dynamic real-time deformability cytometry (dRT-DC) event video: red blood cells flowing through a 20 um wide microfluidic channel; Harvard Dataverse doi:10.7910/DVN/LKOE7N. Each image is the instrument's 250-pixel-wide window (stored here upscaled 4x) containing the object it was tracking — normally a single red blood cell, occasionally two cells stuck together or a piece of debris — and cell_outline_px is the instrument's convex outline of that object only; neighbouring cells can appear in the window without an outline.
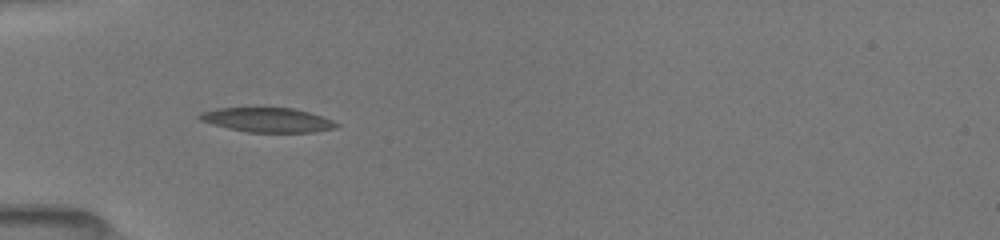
{"species": "common noctule bat (a hibernating species)", "species_latin": "Nyctalus noctula", "temperature_condition": "room temperature", "stored_images_in_passage": 11, "camera_frame_rate_fps": 3000, "um_per_image_px": 0.085, "animal": {"sex": "female", "body_mass_g": 19.5, "forearm_length_mm": 54.1}, "frame": {"image": 1, "passage_image": 4, "time_ms": 1.667, "image_size_px": [1000, 240], "cell_outline_px": [[340, 124], [336, 128], [312, 132], [248, 132], [228, 128], [212, 124], [200, 120], [196, 116], [200, 112], [216, 108], [256, 104], [264, 104], [292, 108], [308, 112], [332, 120]], "centroid_in_image_um": [22.64, 10.13], "position_along_channel_um": 62.4, "area_um2": 20.58}}
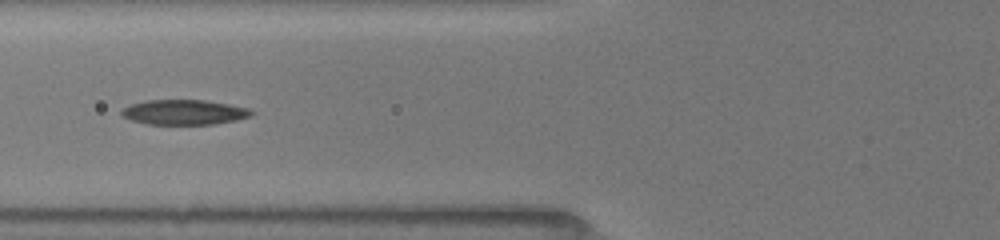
{"frame": {"image": 2, "passage_image": 7, "time_ms": 3.0, "image_size_px": [1000, 240], "cell_outline_px": [[256, 112], [252, 116], [236, 120], [212, 124], [148, 124], [132, 120], [120, 116], [120, 108], [144, 100], [204, 100], [228, 104], [248, 108]], "centroid_in_image_um": [15.63, 9.53], "position_along_channel_um": 110.2, "area_um2": 19.02}}
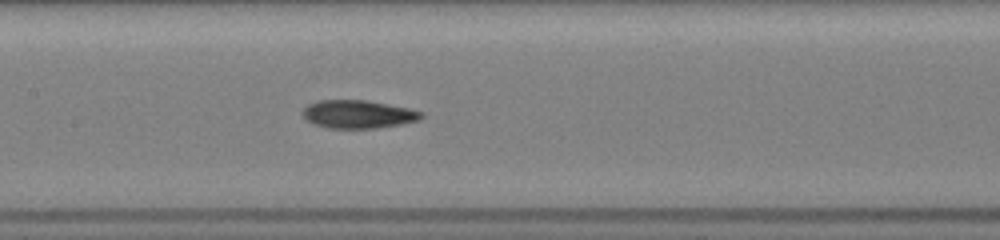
{"frame": {"image": 3, "passage_image": 11, "time_ms": 4.667, "image_size_px": [1000, 240], "cell_outline_px": [[424, 116], [420, 120], [400, 124], [376, 128], [328, 128], [312, 124], [300, 112], [308, 104], [316, 100], [368, 100], [408, 108], [424, 112]], "centroid_in_image_um": [30.43, 9.7], "position_along_channel_um": 177.0, "area_um2": 19.59}}